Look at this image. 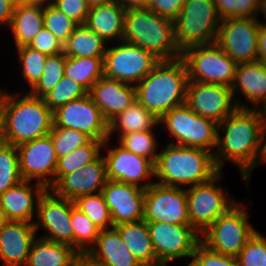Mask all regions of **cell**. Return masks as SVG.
Listing matches in <instances>:
<instances>
[{
	"mask_svg": "<svg viewBox=\"0 0 266 266\" xmlns=\"http://www.w3.org/2000/svg\"><path fill=\"white\" fill-rule=\"evenodd\" d=\"M263 129L257 109L237 108L224 118L218 124L217 147L214 152L217 169L223 172L224 164L231 162L238 168L243 180L257 161Z\"/></svg>",
	"mask_w": 266,
	"mask_h": 266,
	"instance_id": "6da1fadb",
	"label": "cell"
},
{
	"mask_svg": "<svg viewBox=\"0 0 266 266\" xmlns=\"http://www.w3.org/2000/svg\"><path fill=\"white\" fill-rule=\"evenodd\" d=\"M22 93L0 89V131L16 147L48 135L54 125L53 111L43 98Z\"/></svg>",
	"mask_w": 266,
	"mask_h": 266,
	"instance_id": "7a4b0ae2",
	"label": "cell"
},
{
	"mask_svg": "<svg viewBox=\"0 0 266 266\" xmlns=\"http://www.w3.org/2000/svg\"><path fill=\"white\" fill-rule=\"evenodd\" d=\"M220 171L205 149L167 143L155 162V182L187 188L211 180Z\"/></svg>",
	"mask_w": 266,
	"mask_h": 266,
	"instance_id": "3957f363",
	"label": "cell"
},
{
	"mask_svg": "<svg viewBox=\"0 0 266 266\" xmlns=\"http://www.w3.org/2000/svg\"><path fill=\"white\" fill-rule=\"evenodd\" d=\"M187 69L181 58L161 60L135 85L136 100L160 119L174 107L185 104Z\"/></svg>",
	"mask_w": 266,
	"mask_h": 266,
	"instance_id": "277c9868",
	"label": "cell"
},
{
	"mask_svg": "<svg viewBox=\"0 0 266 266\" xmlns=\"http://www.w3.org/2000/svg\"><path fill=\"white\" fill-rule=\"evenodd\" d=\"M123 41L153 53L160 60L181 57L174 36V21L148 8L126 9Z\"/></svg>",
	"mask_w": 266,
	"mask_h": 266,
	"instance_id": "5b68a950",
	"label": "cell"
},
{
	"mask_svg": "<svg viewBox=\"0 0 266 266\" xmlns=\"http://www.w3.org/2000/svg\"><path fill=\"white\" fill-rule=\"evenodd\" d=\"M221 20L213 0H185L173 20L175 41L181 52L192 46L215 43Z\"/></svg>",
	"mask_w": 266,
	"mask_h": 266,
	"instance_id": "8992f818",
	"label": "cell"
},
{
	"mask_svg": "<svg viewBox=\"0 0 266 266\" xmlns=\"http://www.w3.org/2000/svg\"><path fill=\"white\" fill-rule=\"evenodd\" d=\"M159 125L171 135V141L166 143L201 148L213 154L216 150L218 123L198 115L186 103L164 114Z\"/></svg>",
	"mask_w": 266,
	"mask_h": 266,
	"instance_id": "52a82bcc",
	"label": "cell"
},
{
	"mask_svg": "<svg viewBox=\"0 0 266 266\" xmlns=\"http://www.w3.org/2000/svg\"><path fill=\"white\" fill-rule=\"evenodd\" d=\"M223 173L220 171L207 182L185 188L190 225L200 235L239 202L218 183L224 179Z\"/></svg>",
	"mask_w": 266,
	"mask_h": 266,
	"instance_id": "ba28073f",
	"label": "cell"
},
{
	"mask_svg": "<svg viewBox=\"0 0 266 266\" xmlns=\"http://www.w3.org/2000/svg\"><path fill=\"white\" fill-rule=\"evenodd\" d=\"M239 201L216 219L200 236L201 242L226 256L237 257L247 240L257 230L250 222L249 207Z\"/></svg>",
	"mask_w": 266,
	"mask_h": 266,
	"instance_id": "9c48e42d",
	"label": "cell"
},
{
	"mask_svg": "<svg viewBox=\"0 0 266 266\" xmlns=\"http://www.w3.org/2000/svg\"><path fill=\"white\" fill-rule=\"evenodd\" d=\"M180 58L186 65L188 82L232 86L237 63L216 43L186 48Z\"/></svg>",
	"mask_w": 266,
	"mask_h": 266,
	"instance_id": "30bf717a",
	"label": "cell"
},
{
	"mask_svg": "<svg viewBox=\"0 0 266 266\" xmlns=\"http://www.w3.org/2000/svg\"><path fill=\"white\" fill-rule=\"evenodd\" d=\"M109 46L103 59L104 76L120 82L138 84L161 61L153 53L123 40Z\"/></svg>",
	"mask_w": 266,
	"mask_h": 266,
	"instance_id": "8fae6325",
	"label": "cell"
},
{
	"mask_svg": "<svg viewBox=\"0 0 266 266\" xmlns=\"http://www.w3.org/2000/svg\"><path fill=\"white\" fill-rule=\"evenodd\" d=\"M74 206L73 200L58 197L47 189L38 201L33 223L37 236L68 244L74 248V232L71 223V210ZM40 229L45 230L44 233H39Z\"/></svg>",
	"mask_w": 266,
	"mask_h": 266,
	"instance_id": "7c38bea8",
	"label": "cell"
},
{
	"mask_svg": "<svg viewBox=\"0 0 266 266\" xmlns=\"http://www.w3.org/2000/svg\"><path fill=\"white\" fill-rule=\"evenodd\" d=\"M256 18H223L216 44L237 64L258 61V33Z\"/></svg>",
	"mask_w": 266,
	"mask_h": 266,
	"instance_id": "4fadbf2b",
	"label": "cell"
},
{
	"mask_svg": "<svg viewBox=\"0 0 266 266\" xmlns=\"http://www.w3.org/2000/svg\"><path fill=\"white\" fill-rule=\"evenodd\" d=\"M150 238L159 264L175 259L191 258L201 241L200 234L191 225L147 222Z\"/></svg>",
	"mask_w": 266,
	"mask_h": 266,
	"instance_id": "5bb4252c",
	"label": "cell"
},
{
	"mask_svg": "<svg viewBox=\"0 0 266 266\" xmlns=\"http://www.w3.org/2000/svg\"><path fill=\"white\" fill-rule=\"evenodd\" d=\"M110 141L107 139L102 147L108 180L133 184L143 189L155 182L151 178L155 177V164L150 159L138 156L119 144L115 146Z\"/></svg>",
	"mask_w": 266,
	"mask_h": 266,
	"instance_id": "9a60e30c",
	"label": "cell"
},
{
	"mask_svg": "<svg viewBox=\"0 0 266 266\" xmlns=\"http://www.w3.org/2000/svg\"><path fill=\"white\" fill-rule=\"evenodd\" d=\"M143 220L190 225L185 188L157 182L150 185L145 189Z\"/></svg>",
	"mask_w": 266,
	"mask_h": 266,
	"instance_id": "2e32d148",
	"label": "cell"
},
{
	"mask_svg": "<svg viewBox=\"0 0 266 266\" xmlns=\"http://www.w3.org/2000/svg\"><path fill=\"white\" fill-rule=\"evenodd\" d=\"M17 150L22 179L41 183L50 190L54 186L58 160L51 136L20 144Z\"/></svg>",
	"mask_w": 266,
	"mask_h": 266,
	"instance_id": "e0dca14e",
	"label": "cell"
},
{
	"mask_svg": "<svg viewBox=\"0 0 266 266\" xmlns=\"http://www.w3.org/2000/svg\"><path fill=\"white\" fill-rule=\"evenodd\" d=\"M53 118V127L75 129L103 142L108 139V122L89 93L58 107Z\"/></svg>",
	"mask_w": 266,
	"mask_h": 266,
	"instance_id": "ac0fdd59",
	"label": "cell"
},
{
	"mask_svg": "<svg viewBox=\"0 0 266 266\" xmlns=\"http://www.w3.org/2000/svg\"><path fill=\"white\" fill-rule=\"evenodd\" d=\"M185 103L218 124L238 108L231 87L201 82H188Z\"/></svg>",
	"mask_w": 266,
	"mask_h": 266,
	"instance_id": "d6986e66",
	"label": "cell"
},
{
	"mask_svg": "<svg viewBox=\"0 0 266 266\" xmlns=\"http://www.w3.org/2000/svg\"><path fill=\"white\" fill-rule=\"evenodd\" d=\"M101 193L109 208L113 226L143 220L145 189L107 180Z\"/></svg>",
	"mask_w": 266,
	"mask_h": 266,
	"instance_id": "ffe728a7",
	"label": "cell"
},
{
	"mask_svg": "<svg viewBox=\"0 0 266 266\" xmlns=\"http://www.w3.org/2000/svg\"><path fill=\"white\" fill-rule=\"evenodd\" d=\"M107 180L106 162L101 154L92 163L64 175L50 190L58 197L74 201L81 195L100 193Z\"/></svg>",
	"mask_w": 266,
	"mask_h": 266,
	"instance_id": "44dd1931",
	"label": "cell"
},
{
	"mask_svg": "<svg viewBox=\"0 0 266 266\" xmlns=\"http://www.w3.org/2000/svg\"><path fill=\"white\" fill-rule=\"evenodd\" d=\"M231 89L238 108H259L266 101V70L259 61L237 64Z\"/></svg>",
	"mask_w": 266,
	"mask_h": 266,
	"instance_id": "7402d4cb",
	"label": "cell"
},
{
	"mask_svg": "<svg viewBox=\"0 0 266 266\" xmlns=\"http://www.w3.org/2000/svg\"><path fill=\"white\" fill-rule=\"evenodd\" d=\"M109 123L136 101L135 85L102 76L88 92Z\"/></svg>",
	"mask_w": 266,
	"mask_h": 266,
	"instance_id": "603a6c76",
	"label": "cell"
},
{
	"mask_svg": "<svg viewBox=\"0 0 266 266\" xmlns=\"http://www.w3.org/2000/svg\"><path fill=\"white\" fill-rule=\"evenodd\" d=\"M36 237L33 223L9 220L0 230L2 266H24Z\"/></svg>",
	"mask_w": 266,
	"mask_h": 266,
	"instance_id": "cb8c5ba5",
	"label": "cell"
},
{
	"mask_svg": "<svg viewBox=\"0 0 266 266\" xmlns=\"http://www.w3.org/2000/svg\"><path fill=\"white\" fill-rule=\"evenodd\" d=\"M46 190L41 183L23 180L0 195V206L8 220L34 223L38 201Z\"/></svg>",
	"mask_w": 266,
	"mask_h": 266,
	"instance_id": "d4e9b609",
	"label": "cell"
},
{
	"mask_svg": "<svg viewBox=\"0 0 266 266\" xmlns=\"http://www.w3.org/2000/svg\"><path fill=\"white\" fill-rule=\"evenodd\" d=\"M86 256L101 266H142L114 227L100 231L95 245Z\"/></svg>",
	"mask_w": 266,
	"mask_h": 266,
	"instance_id": "484cf974",
	"label": "cell"
},
{
	"mask_svg": "<svg viewBox=\"0 0 266 266\" xmlns=\"http://www.w3.org/2000/svg\"><path fill=\"white\" fill-rule=\"evenodd\" d=\"M125 11L116 1L90 7L85 25L108 45L122 41Z\"/></svg>",
	"mask_w": 266,
	"mask_h": 266,
	"instance_id": "4316f807",
	"label": "cell"
},
{
	"mask_svg": "<svg viewBox=\"0 0 266 266\" xmlns=\"http://www.w3.org/2000/svg\"><path fill=\"white\" fill-rule=\"evenodd\" d=\"M113 227L142 266L159 265L145 220L120 223Z\"/></svg>",
	"mask_w": 266,
	"mask_h": 266,
	"instance_id": "83f0119b",
	"label": "cell"
},
{
	"mask_svg": "<svg viewBox=\"0 0 266 266\" xmlns=\"http://www.w3.org/2000/svg\"><path fill=\"white\" fill-rule=\"evenodd\" d=\"M80 254L70 245L36 237L24 266H72Z\"/></svg>",
	"mask_w": 266,
	"mask_h": 266,
	"instance_id": "f1b7e54d",
	"label": "cell"
},
{
	"mask_svg": "<svg viewBox=\"0 0 266 266\" xmlns=\"http://www.w3.org/2000/svg\"><path fill=\"white\" fill-rule=\"evenodd\" d=\"M44 7L17 2L9 29L15 48L28 45L44 28Z\"/></svg>",
	"mask_w": 266,
	"mask_h": 266,
	"instance_id": "f546056e",
	"label": "cell"
},
{
	"mask_svg": "<svg viewBox=\"0 0 266 266\" xmlns=\"http://www.w3.org/2000/svg\"><path fill=\"white\" fill-rule=\"evenodd\" d=\"M156 126H160L159 119L136 100L108 123V139L112 141L115 134H118L116 137L119 138L130 132L153 130Z\"/></svg>",
	"mask_w": 266,
	"mask_h": 266,
	"instance_id": "4dcf8cb0",
	"label": "cell"
},
{
	"mask_svg": "<svg viewBox=\"0 0 266 266\" xmlns=\"http://www.w3.org/2000/svg\"><path fill=\"white\" fill-rule=\"evenodd\" d=\"M107 43L85 24H79L63 45L68 57H104Z\"/></svg>",
	"mask_w": 266,
	"mask_h": 266,
	"instance_id": "1f68e13d",
	"label": "cell"
},
{
	"mask_svg": "<svg viewBox=\"0 0 266 266\" xmlns=\"http://www.w3.org/2000/svg\"><path fill=\"white\" fill-rule=\"evenodd\" d=\"M104 57L66 56L64 76L79 83L88 92L95 82L104 75Z\"/></svg>",
	"mask_w": 266,
	"mask_h": 266,
	"instance_id": "d6a6232c",
	"label": "cell"
},
{
	"mask_svg": "<svg viewBox=\"0 0 266 266\" xmlns=\"http://www.w3.org/2000/svg\"><path fill=\"white\" fill-rule=\"evenodd\" d=\"M103 141L91 139L71 153L59 157L55 171L54 185L64 176L95 161L102 154Z\"/></svg>",
	"mask_w": 266,
	"mask_h": 266,
	"instance_id": "836d02e7",
	"label": "cell"
},
{
	"mask_svg": "<svg viewBox=\"0 0 266 266\" xmlns=\"http://www.w3.org/2000/svg\"><path fill=\"white\" fill-rule=\"evenodd\" d=\"M157 128L156 126L153 130L123 134L116 142L124 149L138 156L146 157L155 164L159 154L158 137L155 134Z\"/></svg>",
	"mask_w": 266,
	"mask_h": 266,
	"instance_id": "e575fe53",
	"label": "cell"
},
{
	"mask_svg": "<svg viewBox=\"0 0 266 266\" xmlns=\"http://www.w3.org/2000/svg\"><path fill=\"white\" fill-rule=\"evenodd\" d=\"M71 223L74 232V249L86 255L95 245L101 229L75 206L71 210Z\"/></svg>",
	"mask_w": 266,
	"mask_h": 266,
	"instance_id": "d590c367",
	"label": "cell"
},
{
	"mask_svg": "<svg viewBox=\"0 0 266 266\" xmlns=\"http://www.w3.org/2000/svg\"><path fill=\"white\" fill-rule=\"evenodd\" d=\"M16 57L22 79L30 90L40 79L48 55L24 45L16 48Z\"/></svg>",
	"mask_w": 266,
	"mask_h": 266,
	"instance_id": "8d00e7d4",
	"label": "cell"
},
{
	"mask_svg": "<svg viewBox=\"0 0 266 266\" xmlns=\"http://www.w3.org/2000/svg\"><path fill=\"white\" fill-rule=\"evenodd\" d=\"M74 204L101 230L113 228L110 211L101 192L81 195L74 200Z\"/></svg>",
	"mask_w": 266,
	"mask_h": 266,
	"instance_id": "74e56055",
	"label": "cell"
},
{
	"mask_svg": "<svg viewBox=\"0 0 266 266\" xmlns=\"http://www.w3.org/2000/svg\"><path fill=\"white\" fill-rule=\"evenodd\" d=\"M65 62L64 52L48 56L40 79L28 92L33 96L43 98L64 77Z\"/></svg>",
	"mask_w": 266,
	"mask_h": 266,
	"instance_id": "f35d334b",
	"label": "cell"
},
{
	"mask_svg": "<svg viewBox=\"0 0 266 266\" xmlns=\"http://www.w3.org/2000/svg\"><path fill=\"white\" fill-rule=\"evenodd\" d=\"M21 181L17 147L5 143L0 149V195Z\"/></svg>",
	"mask_w": 266,
	"mask_h": 266,
	"instance_id": "ab89813d",
	"label": "cell"
},
{
	"mask_svg": "<svg viewBox=\"0 0 266 266\" xmlns=\"http://www.w3.org/2000/svg\"><path fill=\"white\" fill-rule=\"evenodd\" d=\"M88 94V91L79 83L64 76L61 81L44 97L45 104L52 110L79 99Z\"/></svg>",
	"mask_w": 266,
	"mask_h": 266,
	"instance_id": "60d3db41",
	"label": "cell"
},
{
	"mask_svg": "<svg viewBox=\"0 0 266 266\" xmlns=\"http://www.w3.org/2000/svg\"><path fill=\"white\" fill-rule=\"evenodd\" d=\"M49 135L58 158L71 153L92 139L84 132L62 127H53Z\"/></svg>",
	"mask_w": 266,
	"mask_h": 266,
	"instance_id": "b9f144b4",
	"label": "cell"
},
{
	"mask_svg": "<svg viewBox=\"0 0 266 266\" xmlns=\"http://www.w3.org/2000/svg\"><path fill=\"white\" fill-rule=\"evenodd\" d=\"M44 28L48 29L57 39L64 44L68 37L79 25L73 19L66 16L53 4L44 7Z\"/></svg>",
	"mask_w": 266,
	"mask_h": 266,
	"instance_id": "7bdbcfd3",
	"label": "cell"
},
{
	"mask_svg": "<svg viewBox=\"0 0 266 266\" xmlns=\"http://www.w3.org/2000/svg\"><path fill=\"white\" fill-rule=\"evenodd\" d=\"M236 258L238 266H266V236L256 230Z\"/></svg>",
	"mask_w": 266,
	"mask_h": 266,
	"instance_id": "ee69618b",
	"label": "cell"
},
{
	"mask_svg": "<svg viewBox=\"0 0 266 266\" xmlns=\"http://www.w3.org/2000/svg\"><path fill=\"white\" fill-rule=\"evenodd\" d=\"M223 18H256L259 0H213Z\"/></svg>",
	"mask_w": 266,
	"mask_h": 266,
	"instance_id": "f6af8a7d",
	"label": "cell"
},
{
	"mask_svg": "<svg viewBox=\"0 0 266 266\" xmlns=\"http://www.w3.org/2000/svg\"><path fill=\"white\" fill-rule=\"evenodd\" d=\"M185 266H238L237 258L213 251L201 241Z\"/></svg>",
	"mask_w": 266,
	"mask_h": 266,
	"instance_id": "bcb514c9",
	"label": "cell"
},
{
	"mask_svg": "<svg viewBox=\"0 0 266 266\" xmlns=\"http://www.w3.org/2000/svg\"><path fill=\"white\" fill-rule=\"evenodd\" d=\"M63 45L48 29L43 28L27 46L50 56L62 53Z\"/></svg>",
	"mask_w": 266,
	"mask_h": 266,
	"instance_id": "7dc6e473",
	"label": "cell"
},
{
	"mask_svg": "<svg viewBox=\"0 0 266 266\" xmlns=\"http://www.w3.org/2000/svg\"><path fill=\"white\" fill-rule=\"evenodd\" d=\"M53 5L78 24H85L90 11L87 0H54Z\"/></svg>",
	"mask_w": 266,
	"mask_h": 266,
	"instance_id": "c3c4849f",
	"label": "cell"
},
{
	"mask_svg": "<svg viewBox=\"0 0 266 266\" xmlns=\"http://www.w3.org/2000/svg\"><path fill=\"white\" fill-rule=\"evenodd\" d=\"M185 0H149V8L158 15L174 20L183 8Z\"/></svg>",
	"mask_w": 266,
	"mask_h": 266,
	"instance_id": "681fc988",
	"label": "cell"
},
{
	"mask_svg": "<svg viewBox=\"0 0 266 266\" xmlns=\"http://www.w3.org/2000/svg\"><path fill=\"white\" fill-rule=\"evenodd\" d=\"M17 0H0V27L9 28Z\"/></svg>",
	"mask_w": 266,
	"mask_h": 266,
	"instance_id": "f907efd6",
	"label": "cell"
},
{
	"mask_svg": "<svg viewBox=\"0 0 266 266\" xmlns=\"http://www.w3.org/2000/svg\"><path fill=\"white\" fill-rule=\"evenodd\" d=\"M260 163H266V128L263 129L262 136H261V144H260V151L257 158V161L254 165V168L243 178V182L246 187H250V178L252 177V173L255 170V167L260 165Z\"/></svg>",
	"mask_w": 266,
	"mask_h": 266,
	"instance_id": "816d5d0a",
	"label": "cell"
},
{
	"mask_svg": "<svg viewBox=\"0 0 266 266\" xmlns=\"http://www.w3.org/2000/svg\"><path fill=\"white\" fill-rule=\"evenodd\" d=\"M258 60L266 55V24H260L258 33Z\"/></svg>",
	"mask_w": 266,
	"mask_h": 266,
	"instance_id": "f5cc1de1",
	"label": "cell"
},
{
	"mask_svg": "<svg viewBox=\"0 0 266 266\" xmlns=\"http://www.w3.org/2000/svg\"><path fill=\"white\" fill-rule=\"evenodd\" d=\"M125 9L129 8H149V0H114Z\"/></svg>",
	"mask_w": 266,
	"mask_h": 266,
	"instance_id": "db71d44e",
	"label": "cell"
},
{
	"mask_svg": "<svg viewBox=\"0 0 266 266\" xmlns=\"http://www.w3.org/2000/svg\"><path fill=\"white\" fill-rule=\"evenodd\" d=\"M72 266H101L92 262L86 255H80L72 264Z\"/></svg>",
	"mask_w": 266,
	"mask_h": 266,
	"instance_id": "11a10c76",
	"label": "cell"
},
{
	"mask_svg": "<svg viewBox=\"0 0 266 266\" xmlns=\"http://www.w3.org/2000/svg\"><path fill=\"white\" fill-rule=\"evenodd\" d=\"M259 13H261L262 18L264 17V20H265L266 19V0H259L258 1V9H257V17H256V19L260 23L266 24V21L264 22L263 19H260Z\"/></svg>",
	"mask_w": 266,
	"mask_h": 266,
	"instance_id": "9f6ffc18",
	"label": "cell"
},
{
	"mask_svg": "<svg viewBox=\"0 0 266 266\" xmlns=\"http://www.w3.org/2000/svg\"><path fill=\"white\" fill-rule=\"evenodd\" d=\"M54 0H17V2H21L27 5H37V6H48L53 4Z\"/></svg>",
	"mask_w": 266,
	"mask_h": 266,
	"instance_id": "6f0895ef",
	"label": "cell"
},
{
	"mask_svg": "<svg viewBox=\"0 0 266 266\" xmlns=\"http://www.w3.org/2000/svg\"><path fill=\"white\" fill-rule=\"evenodd\" d=\"M261 122L264 128H266V101L259 107L257 108Z\"/></svg>",
	"mask_w": 266,
	"mask_h": 266,
	"instance_id": "680465c9",
	"label": "cell"
},
{
	"mask_svg": "<svg viewBox=\"0 0 266 266\" xmlns=\"http://www.w3.org/2000/svg\"><path fill=\"white\" fill-rule=\"evenodd\" d=\"M114 0H87V3L90 7L106 4Z\"/></svg>",
	"mask_w": 266,
	"mask_h": 266,
	"instance_id": "91938a15",
	"label": "cell"
},
{
	"mask_svg": "<svg viewBox=\"0 0 266 266\" xmlns=\"http://www.w3.org/2000/svg\"><path fill=\"white\" fill-rule=\"evenodd\" d=\"M6 215L4 214V211L2 210L0 206V230L4 227V225L8 222Z\"/></svg>",
	"mask_w": 266,
	"mask_h": 266,
	"instance_id": "94428289",
	"label": "cell"
},
{
	"mask_svg": "<svg viewBox=\"0 0 266 266\" xmlns=\"http://www.w3.org/2000/svg\"><path fill=\"white\" fill-rule=\"evenodd\" d=\"M258 61L262 64L263 68L266 70V55L262 56Z\"/></svg>",
	"mask_w": 266,
	"mask_h": 266,
	"instance_id": "6125c7cd",
	"label": "cell"
},
{
	"mask_svg": "<svg viewBox=\"0 0 266 266\" xmlns=\"http://www.w3.org/2000/svg\"><path fill=\"white\" fill-rule=\"evenodd\" d=\"M5 143H6L5 139H4V137H3V135L1 134V131H0V149Z\"/></svg>",
	"mask_w": 266,
	"mask_h": 266,
	"instance_id": "be15d7a7",
	"label": "cell"
},
{
	"mask_svg": "<svg viewBox=\"0 0 266 266\" xmlns=\"http://www.w3.org/2000/svg\"><path fill=\"white\" fill-rule=\"evenodd\" d=\"M155 266H168V264H159V265H155Z\"/></svg>",
	"mask_w": 266,
	"mask_h": 266,
	"instance_id": "e7e4bbea",
	"label": "cell"
}]
</instances>
